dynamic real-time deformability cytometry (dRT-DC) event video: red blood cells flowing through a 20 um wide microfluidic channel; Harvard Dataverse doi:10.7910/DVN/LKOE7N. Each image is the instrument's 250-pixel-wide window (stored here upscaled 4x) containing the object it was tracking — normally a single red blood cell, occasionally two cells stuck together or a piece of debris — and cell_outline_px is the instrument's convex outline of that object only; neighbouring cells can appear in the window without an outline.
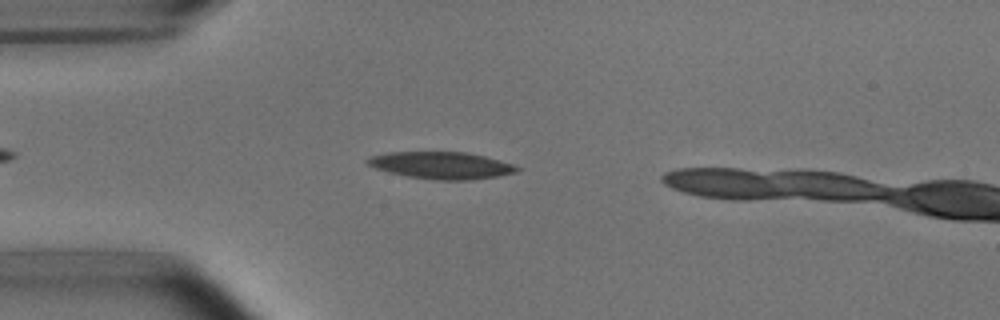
{"species": "common noctule bat (a hibernating species)", "species_latin": "Nyctalus noctula", "temperature_condition": "room temperature", "stored_images_in_passage": 40, "camera_frame_rate_fps": 3000, "um_per_image_px": 0.085, "animal": {"sex": "male", "body_mass_g": 15.6}, "frame": {"image": 1, "passage_image": 7, "time_ms": 2.0, "image_size_px": [1000, 320], "cell_outline_px": [[520, 168], [516, 172], [496, 176], [468, 180], [440, 180], [408, 176], [376, 168], [368, 164], [364, 160], [372, 156], [388, 152], [464, 152], [484, 156], [500, 160], [512, 164]], "centroid_in_image_um": [37.52, 14.04], "position_along_channel_um": 47.5, "area_um2": 23.12}}
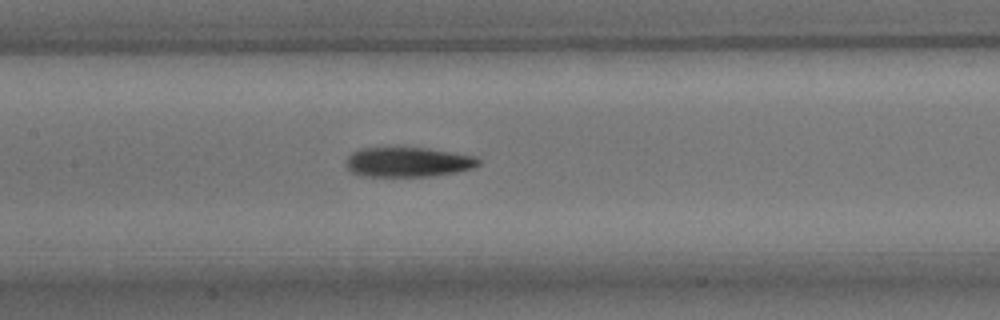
{"frame": {"image": 2, "passage_image": 18, "time_ms": 5.667, "image_size_px": [1000, 320], "cell_outline_px": [[480, 164], [472, 168], [456, 172], [432, 176], [360, 176], [352, 172], [344, 164], [348, 156], [352, 152], [360, 148], [428, 148], [476, 156], [480, 160]], "centroid_in_image_um": [34.67, 13.77], "position_along_channel_um": 172.7, "area_um2": 23.0}}
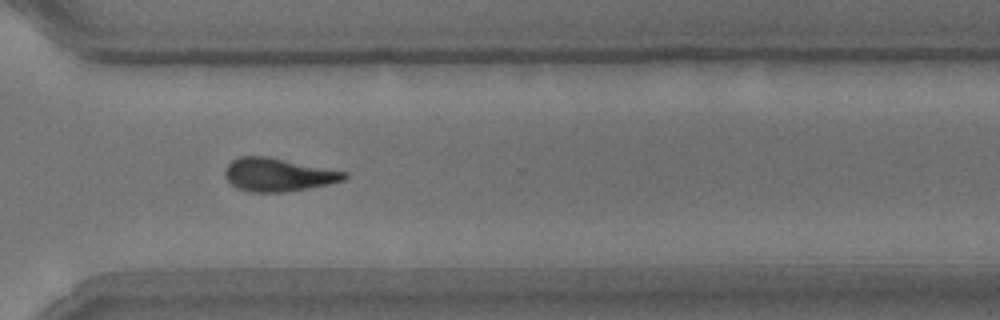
{"frame": {"image": 3, "passage_image": 32, "time_ms": 10.333, "image_size_px": [1000, 320], "cell_outline_px": [[348, 176], [344, 180], [328, 184], [308, 188], [284, 192], [252, 192], [240, 188], [232, 184], [224, 176], [224, 172], [228, 164], [232, 160], [240, 156], [268, 156], [348, 172]], "centroid_in_image_um": [23.65, 14.84], "position_along_channel_um": 346.9, "area_um2": 23.0}, "authors_computed_cell_mechanics": {"area_um2": 23.0622, "velocity_mm_per_s": 3.7419, "shape_relaxation_time_tau1_ms": 5.4213, "shape_relaxation_time_tau2_ms": 6.002, "deformation_change_tau1": 0.1614, "deformation_change_tau2": 0.1619}}